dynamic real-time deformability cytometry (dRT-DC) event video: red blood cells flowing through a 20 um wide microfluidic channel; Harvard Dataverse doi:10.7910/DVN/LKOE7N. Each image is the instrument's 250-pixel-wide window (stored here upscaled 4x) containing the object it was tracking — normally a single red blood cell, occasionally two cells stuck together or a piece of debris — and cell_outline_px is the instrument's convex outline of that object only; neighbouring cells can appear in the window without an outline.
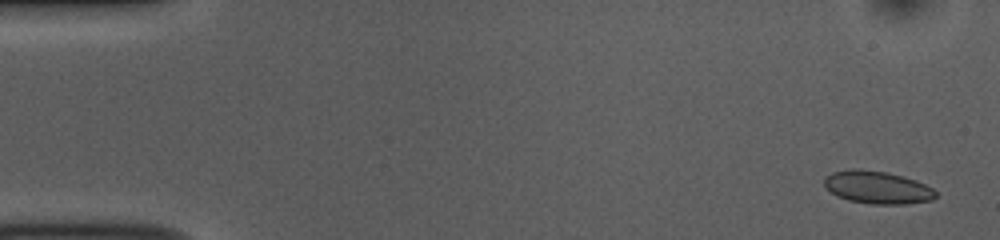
{"species": "common noctule bat (a hibernating species)", "species_latin": "Nyctalus noctula", "temperature_condition": "room temperature", "stored_images_in_passage": 51, "camera_frame_rate_fps": 3000, "um_per_image_px": 0.085, "animal": {"sex": "female", "body_mass_g": 10.0, "forearm_length_mm": 53.1}, "frame": {"image": 1, "passage_image": 2, "time_ms": 0.333, "image_size_px": [1000, 240], "cell_outline_px": [[936, 196], [932, 200], [904, 204], [872, 204], [848, 200], [836, 196], [824, 184], [824, 176], [832, 172], [852, 168], [860, 168], [888, 172], [904, 176], [916, 180], [932, 188], [936, 192]], "centroid_in_image_um": [74.56, 15.91], "position_along_channel_um": 10.4, "area_um2": 21.39}}
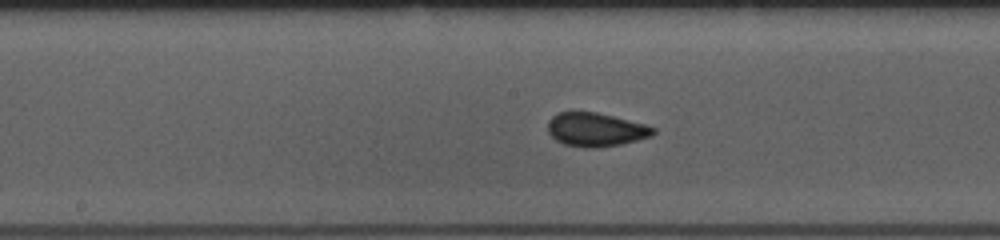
{"frame": {"image": 2, "passage_image": 26, "time_ms": 8.333, "image_size_px": [1000, 240], "cell_outline_px": [[656, 132], [652, 136], [620, 144], [596, 148], [584, 148], [564, 144], [556, 140], [548, 132], [548, 120], [556, 112], [596, 112], [644, 124], [656, 128]], "centroid_in_image_um": [50.62, 11.02], "position_along_channel_um": 197.6, "area_um2": 20.63}}
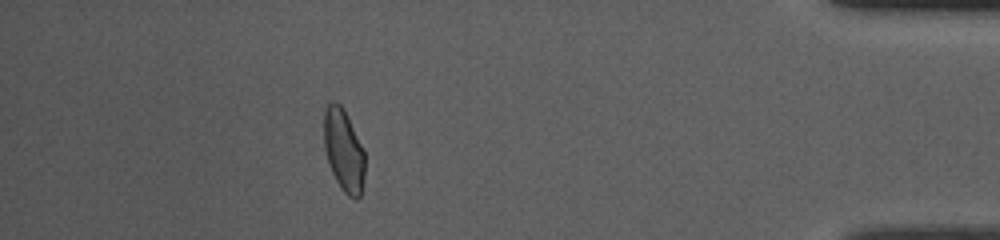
{"frame": {"image": 3, "passage_image": 46, "time_ms": 15.0, "image_size_px": [1000, 240], "cell_outline_px": [[364, 180], [360, 196], [356, 200], [348, 196], [340, 188], [332, 172], [324, 148], [324, 112], [328, 104], [332, 100], [336, 100], [344, 108], [364, 148]], "centroid_in_image_um": [29.22, 12.76], "position_along_channel_um": 406.0, "area_um2": 19.88}, "authors_computed_cell_mechanics": {"area_um2": 20.2878, "velocity_mm_per_s": 3.8627, "shape_relaxation_time_tau1_ms": 9.3694, "shape_relaxation_time_tau2_ms": null, "deformation_change_tau1": 0.1515, "deformation_change_tau2": null}}